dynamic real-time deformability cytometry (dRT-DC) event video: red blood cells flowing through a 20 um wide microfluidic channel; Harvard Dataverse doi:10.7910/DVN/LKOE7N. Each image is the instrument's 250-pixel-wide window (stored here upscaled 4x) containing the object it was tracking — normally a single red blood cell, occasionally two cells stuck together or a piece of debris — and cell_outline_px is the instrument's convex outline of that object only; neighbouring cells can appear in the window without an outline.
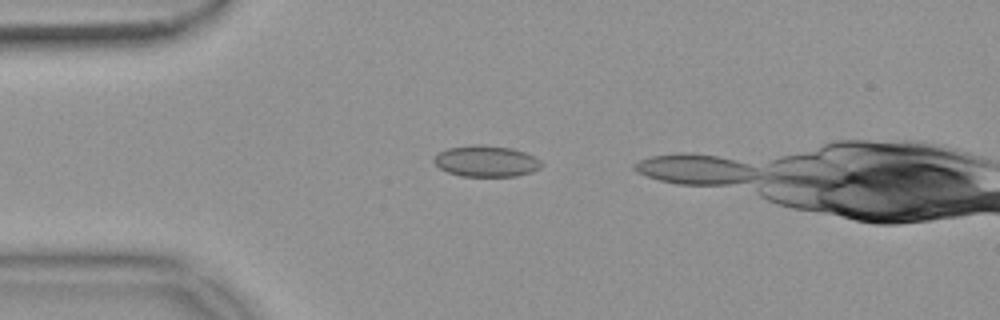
{"species": "common noctule bat (a hibernating species)", "species_latin": "Nyctalus noctula", "temperature_condition": "warm", "stored_images_in_passage": 9, "camera_frame_rate_fps": 3000, "um_per_image_px": 0.085, "animal": {"sex": "female", "body_mass_g": 18.4}, "frame": {"image": 1, "passage_image": 6, "time_ms": 1.667, "image_size_px": [1000, 320], "cell_outline_px": [[544, 164], [540, 168], [532, 172], [516, 176], [460, 176], [448, 172], [440, 168], [432, 160], [440, 152], [448, 148], [476, 144], [480, 144], [512, 148], [524, 152], [540, 160]], "centroid_in_image_um": [41.34, 13.7], "position_along_channel_um": 43.7, "area_um2": 19.48}}